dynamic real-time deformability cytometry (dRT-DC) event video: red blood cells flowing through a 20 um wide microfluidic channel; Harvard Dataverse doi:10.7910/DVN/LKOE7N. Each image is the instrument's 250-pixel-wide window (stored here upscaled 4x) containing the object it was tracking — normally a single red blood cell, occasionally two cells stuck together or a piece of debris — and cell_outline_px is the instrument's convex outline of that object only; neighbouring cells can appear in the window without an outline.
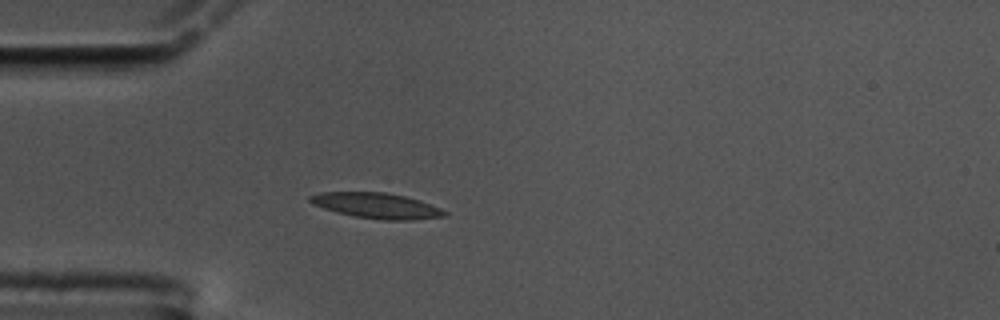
{"species": "common noctule bat (a hibernating species)", "species_latin": "Nyctalus noctula", "temperature_condition": "cold", "stored_images_in_passage": 43, "camera_frame_rate_fps": 3000, "um_per_image_px": 0.085, "animal": {"sex": "male", "body_mass_g": 17.5, "forearm_length_mm": 52.3}, "frame": {"image": 1, "passage_image": 1, "time_ms": 0.0, "image_size_px": [1000, 320], "cell_outline_px": [[448, 212], [444, 216], [412, 220], [384, 220], [352, 216], [336, 212], [312, 204], [308, 200], [308, 196], [320, 192], [384, 192], [404, 196], [420, 200], [440, 208]], "centroid_in_image_um": [31.98, 17.48], "position_along_channel_um": 53.0, "area_um2": 20.0}}
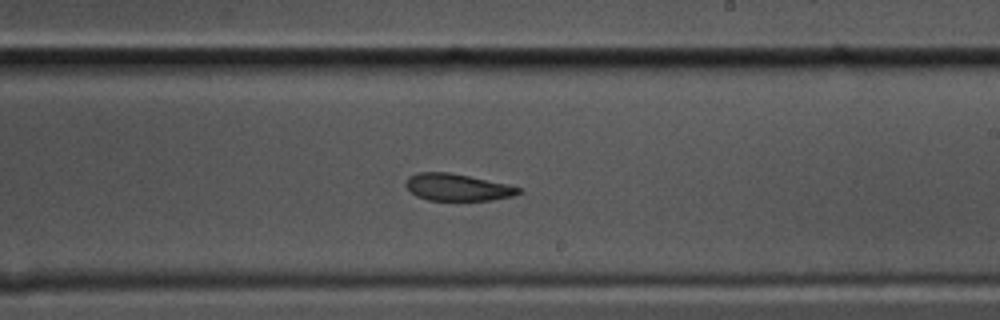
{"frame": {"image": 2, "passage_image": 19, "time_ms": 6.0, "image_size_px": [1000, 320], "cell_outline_px": [[524, 192], [512, 196], [492, 200], [428, 200], [416, 196], [408, 192], [404, 184], [408, 176], [416, 172], [448, 172], [468, 176], [504, 184], [520, 188]], "centroid_in_image_um": [38.8, 15.92], "position_along_channel_um": 250.2, "area_um2": 17.74}}
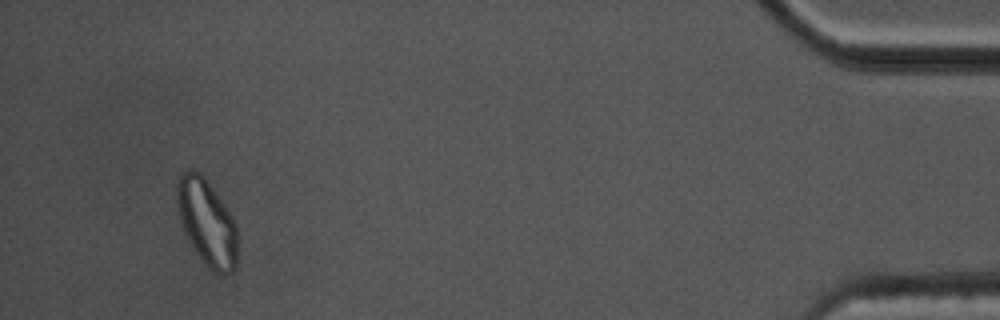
{"frame": {"image": 3, "passage_image": 40, "time_ms": 13.0, "image_size_px": [1000, 320], "cell_outline_px": [[236, 268], [232, 272], [224, 276], [216, 276], [208, 268], [192, 244], [180, 220], [176, 204], [176, 184], [180, 176], [188, 168], [192, 168], [200, 172], [204, 176], [224, 204], [232, 216], [236, 224]], "centroid_in_image_um": [17.59, 18.9], "position_along_channel_um": 417.6, "area_um2": 30.35}, "authors_computed_cell_mechanics": {"area_um2": 19.2474, "velocity_mm_per_s": 3.419, "shape_relaxation_time_tau1_ms": 9.6829, "shape_relaxation_time_tau2_ms": 6.8741, "deformation_change_tau1": 0.2013, "deformation_change_tau2": 0.1411}}